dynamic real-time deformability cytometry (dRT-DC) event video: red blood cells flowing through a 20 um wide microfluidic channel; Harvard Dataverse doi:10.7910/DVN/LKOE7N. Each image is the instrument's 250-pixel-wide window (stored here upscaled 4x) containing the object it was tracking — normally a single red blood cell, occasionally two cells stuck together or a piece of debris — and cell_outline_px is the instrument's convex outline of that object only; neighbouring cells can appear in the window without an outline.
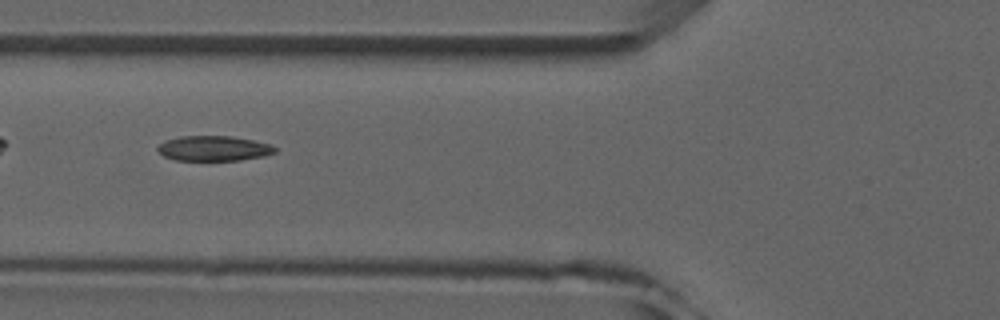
{"species": "common noctule bat (a hibernating species)", "species_latin": "Nyctalus noctula", "temperature_condition": "room temperature", "stored_images_in_passage": 5, "camera_frame_rate_fps": 3000, "um_per_image_px": 0.085, "animal": {"sex": "male", "forearm_length_mm": 52.5}, "frame": {"image": 1, "passage_image": 5, "time_ms": 4.667, "image_size_px": [1000, 320], "cell_outline_px": [[276, 152], [264, 156], [240, 160], [176, 160], [164, 156], [156, 148], [164, 140], [180, 136], [232, 136], [252, 140], [268, 144], [276, 148]], "centroid_in_image_um": [18.15, 12.61], "position_along_channel_um": 107.7, "area_um2": 17.05}}